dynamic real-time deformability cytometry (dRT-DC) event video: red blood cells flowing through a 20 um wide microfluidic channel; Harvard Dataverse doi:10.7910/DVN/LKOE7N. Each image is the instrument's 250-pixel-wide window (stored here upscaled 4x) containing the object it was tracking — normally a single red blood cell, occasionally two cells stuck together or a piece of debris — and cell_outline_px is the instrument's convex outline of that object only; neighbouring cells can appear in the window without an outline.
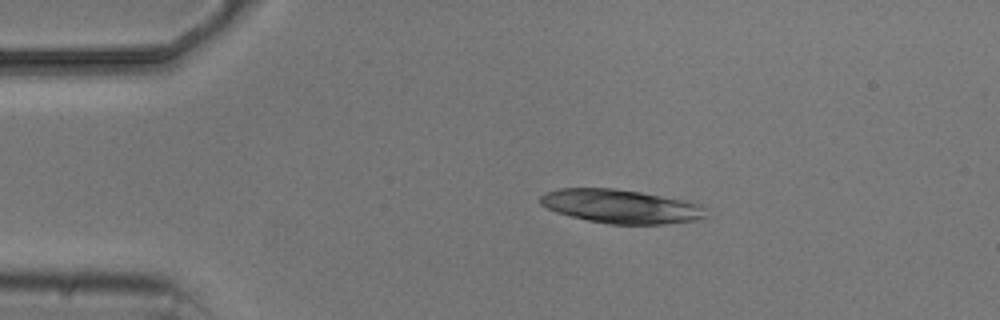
{"species": "common noctule bat (a hibernating species)", "species_latin": "Nyctalus noctula", "temperature_condition": "cold", "stored_images_in_passage": 3, "camera_frame_rate_fps": 3000, "um_per_image_px": 0.085, "animal": {"sex": "male", "body_mass_g": 20.5, "forearm_length_mm": 52.5}, "frame": {"image": 1, "passage_image": 2, "time_ms": 1.333, "image_size_px": [1000, 320], "cell_outline_px": [[708, 216], [700, 220], [664, 224], [608, 224], [588, 220], [556, 212], [540, 204], [540, 196], [548, 192], [560, 188], [612, 188], [640, 192], [684, 200], [700, 204], [704, 208]], "centroid_in_image_um": [52.81, 17.55], "position_along_channel_um": 32.2, "area_um2": 32.54}}